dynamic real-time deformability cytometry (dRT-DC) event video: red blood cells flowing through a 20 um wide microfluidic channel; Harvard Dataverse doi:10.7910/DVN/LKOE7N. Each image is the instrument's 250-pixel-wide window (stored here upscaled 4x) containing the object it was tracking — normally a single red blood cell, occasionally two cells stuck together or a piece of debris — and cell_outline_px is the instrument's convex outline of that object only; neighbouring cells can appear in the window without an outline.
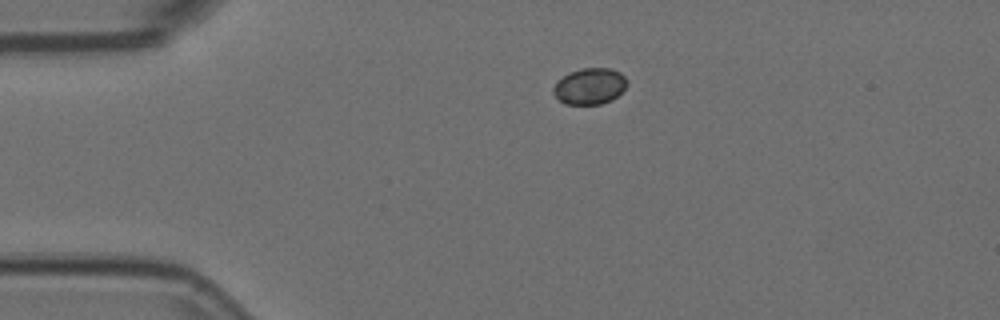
{"species": "Egyptian fruit bat (a non-hibernating species)", "species_latin": "Rousettus aegyptiacus", "temperature_condition": "room temperature", "stored_images_in_passage": 2, "camera_frame_rate_fps": 3000, "um_per_image_px": 0.085, "animal": {"sex": "female"}, "frame": {"image": 1, "passage_image": 1, "time_ms": 0.0, "image_size_px": [1000, 320], "cell_outline_px": [[628, 84], [612, 100], [600, 104], [564, 104], [552, 92], [552, 88], [556, 80], [568, 72], [580, 68], [608, 68], [620, 72], [628, 80]], "centroid_in_image_um": [50.1, 7.31], "position_along_channel_um": 34.9, "area_um2": 15.72}}